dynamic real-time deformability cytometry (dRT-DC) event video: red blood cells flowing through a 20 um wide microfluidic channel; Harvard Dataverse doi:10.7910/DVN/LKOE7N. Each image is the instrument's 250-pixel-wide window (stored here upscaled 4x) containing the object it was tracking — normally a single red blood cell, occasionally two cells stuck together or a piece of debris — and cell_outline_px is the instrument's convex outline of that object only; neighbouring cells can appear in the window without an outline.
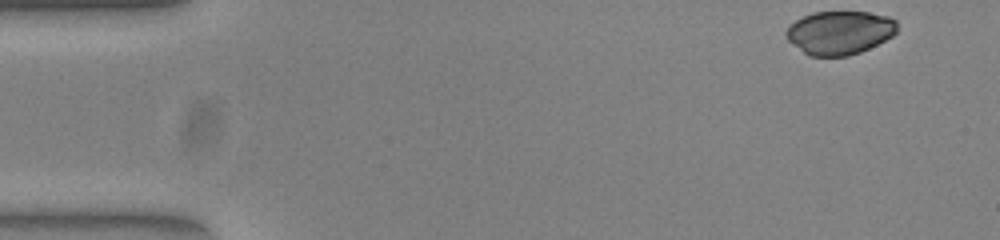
{"species": "common noctule bat (a hibernating species)", "species_latin": "Nyctalus noctula", "temperature_condition": "warm", "stored_images_in_passage": 50, "camera_frame_rate_fps": 3000, "um_per_image_px": 0.085, "animal": {"sex": "female", "body_mass_g": 23.0, "forearm_length_mm": 53.4}, "frame": {"image": 1, "passage_image": 1, "time_ms": 0.0, "image_size_px": [1000, 240], "cell_outline_px": [[896, 32], [892, 36], [860, 52], [848, 56], [812, 56], [804, 52], [788, 40], [784, 36], [784, 32], [796, 20], [812, 12], [868, 12], [888, 16], [896, 20]], "centroid_in_image_um": [71.36, 2.76], "position_along_channel_um": 13.6, "area_um2": 27.92}}